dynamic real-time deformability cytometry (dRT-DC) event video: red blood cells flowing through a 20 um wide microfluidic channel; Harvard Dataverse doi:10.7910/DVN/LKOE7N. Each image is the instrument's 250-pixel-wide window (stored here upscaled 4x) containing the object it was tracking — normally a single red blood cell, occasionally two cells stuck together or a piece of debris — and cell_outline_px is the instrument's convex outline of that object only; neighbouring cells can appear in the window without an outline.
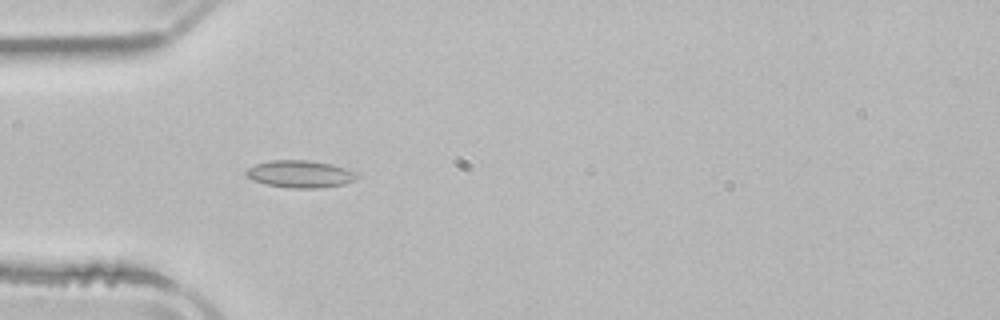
{"species": "common noctule bat (a hibernating species)", "species_latin": "Nyctalus noctula", "temperature_condition": "room temperature", "stored_images_in_passage": 4, "camera_frame_rate_fps": 3000, "um_per_image_px": 0.085, "animal": {"sex": "male", "body_mass_g": 21.5, "forearm_length_mm": 52.0}, "frame": {"image": 1, "passage_image": 3, "time_ms": 3.0, "image_size_px": [1000, 320], "cell_outline_px": [[356, 180], [344, 184], [320, 188], [292, 188], [264, 184], [252, 180], [244, 172], [248, 168], [256, 164], [268, 160], [308, 160], [332, 164], [356, 172]], "centroid_in_image_um": [25.49, 14.79], "position_along_channel_um": 59.5, "area_um2": 17.63}}
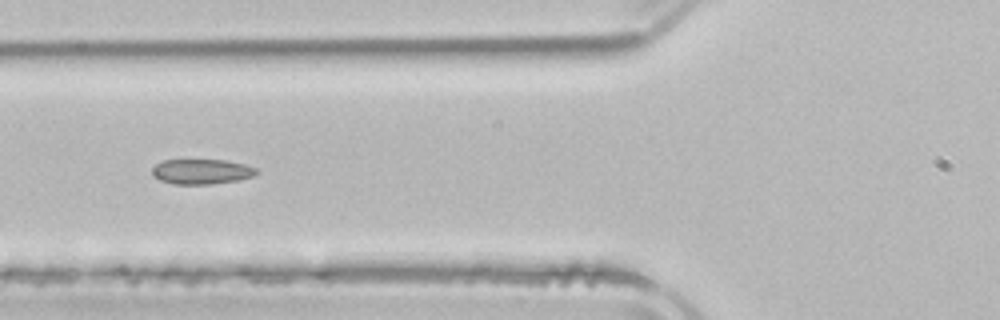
{"frame": {"image": 2, "passage_image": 4, "time_ms": 4.333, "image_size_px": [1000, 320], "cell_outline_px": [[260, 172], [252, 176], [240, 180], [208, 184], [176, 184], [160, 180], [152, 176], [152, 168], [156, 164], [164, 160], [224, 160], [244, 164], [256, 168]], "centroid_in_image_um": [17.14, 14.58], "position_along_channel_um": 108.7, "area_um2": 15.2}}